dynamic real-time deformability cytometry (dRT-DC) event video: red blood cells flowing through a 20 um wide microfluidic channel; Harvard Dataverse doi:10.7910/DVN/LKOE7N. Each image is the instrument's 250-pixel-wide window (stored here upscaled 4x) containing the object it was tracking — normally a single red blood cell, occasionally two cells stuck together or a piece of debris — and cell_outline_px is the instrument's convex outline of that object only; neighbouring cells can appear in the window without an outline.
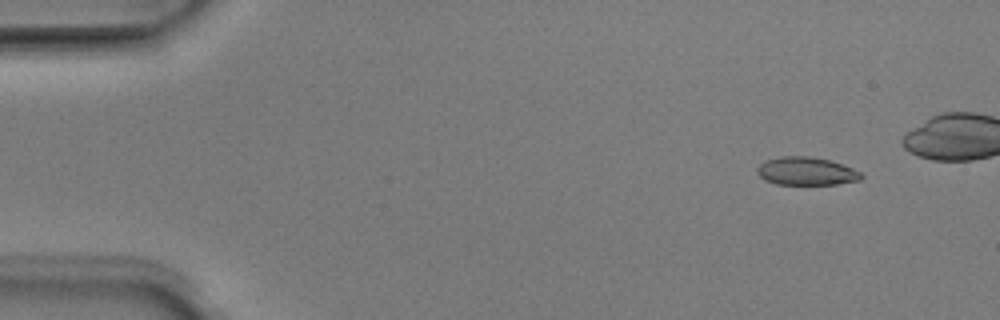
{"species": "Egyptian fruit bat (a non-hibernating species)", "species_latin": "Rousettus aegyptiacus", "temperature_condition": "room temperature", "stored_images_in_passage": 45, "camera_frame_rate_fps": 3000, "um_per_image_px": 0.085, "animal": {"sex": "male"}, "frame": {"image": 1, "passage_image": 5, "time_ms": 1.333, "image_size_px": [1000, 320], "cell_outline_px": [[864, 176], [860, 180], [836, 184], [776, 184], [764, 180], [756, 172], [756, 168], [764, 160], [784, 156], [808, 156], [828, 160], [852, 168], [860, 172]], "centroid_in_image_um": [68.5, 14.55], "position_along_channel_um": 16.5, "area_um2": 16.94}}
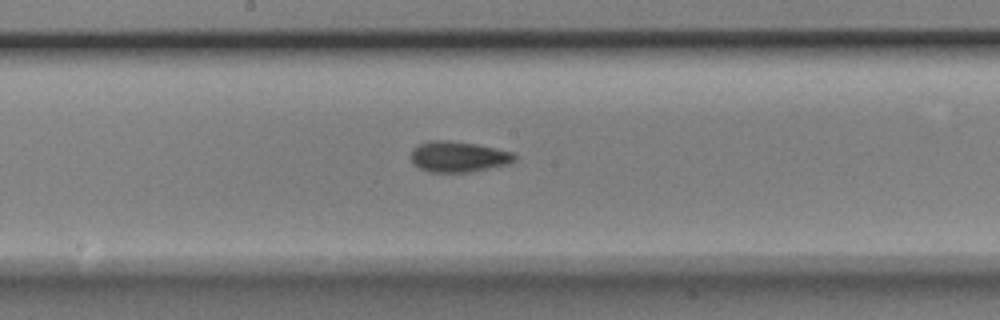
{"frame": {"image": 2, "passage_image": 27, "time_ms": 8.667, "image_size_px": [1000, 320], "cell_outline_px": [[516, 160], [508, 164], [468, 172], [428, 172], [412, 164], [412, 152], [420, 144], [428, 140], [448, 140], [476, 144], [516, 152]], "centroid_in_image_um": [38.99, 13.32], "position_along_channel_um": 209.2, "area_um2": 18.55}}
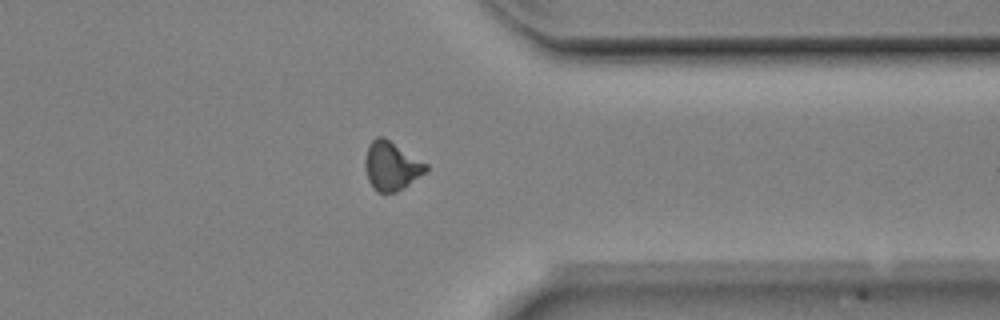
{"frame": {"image": 3, "passage_image": 40, "time_ms": 13.0, "image_size_px": [1000, 320], "cell_outline_px": [[428, 172], [396, 192], [376, 192], [372, 188], [368, 180], [364, 168], [364, 160], [368, 144], [376, 136], [384, 136], [428, 164]], "centroid_in_image_um": [33.26, 14.09], "position_along_channel_um": 378.1, "area_um2": 17.63}, "authors_computed_cell_mechanics": {"area_um2": 17.629, "velocity_mm_per_s": 4.0227, "shape_relaxation_time_tau1_ms": 3.8012, "shape_relaxation_time_tau2_ms": 3.4483, "deformation_change_tau1": 0.0924, "deformation_change_tau2": 0.0876}}